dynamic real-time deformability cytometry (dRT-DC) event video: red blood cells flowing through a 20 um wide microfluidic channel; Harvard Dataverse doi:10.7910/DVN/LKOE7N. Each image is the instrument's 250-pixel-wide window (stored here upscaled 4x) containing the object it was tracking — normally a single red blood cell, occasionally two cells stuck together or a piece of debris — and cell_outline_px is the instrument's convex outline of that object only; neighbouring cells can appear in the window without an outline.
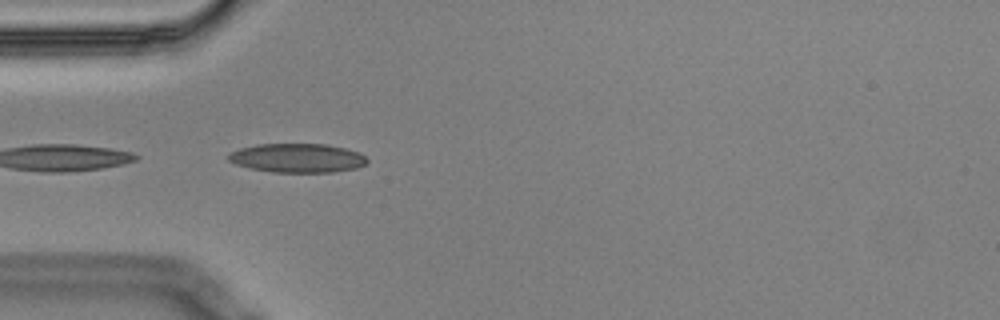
{"species": "Egyptian fruit bat (a non-hibernating species)", "species_latin": "Rousettus aegyptiacus", "temperature_condition": "cold", "stored_images_in_passage": 4, "camera_frame_rate_fps": 3000, "um_per_image_px": 0.085, "animal": {"sex": "male"}, "frame": {"image": 1, "passage_image": 4, "time_ms": 1.0, "image_size_px": [1000, 320], "cell_outline_px": [[368, 160], [364, 164], [356, 168], [332, 172], [272, 172], [248, 168], [236, 164], [228, 160], [228, 156], [232, 152], [240, 148], [256, 144], [328, 144], [360, 152]], "centroid_in_image_um": [25.27, 13.43], "position_along_channel_um": 59.7, "area_um2": 23.41}}